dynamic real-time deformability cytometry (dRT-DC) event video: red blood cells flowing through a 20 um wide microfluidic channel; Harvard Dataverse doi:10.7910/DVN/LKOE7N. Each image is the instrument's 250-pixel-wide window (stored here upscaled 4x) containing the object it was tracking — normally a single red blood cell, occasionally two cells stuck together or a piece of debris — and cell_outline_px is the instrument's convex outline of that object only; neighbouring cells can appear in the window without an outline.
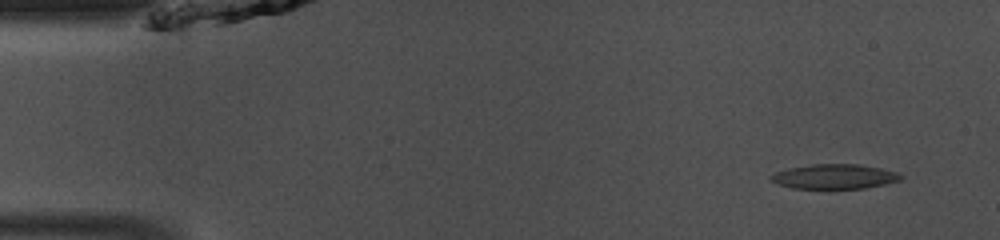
{"species": "common noctule bat (a hibernating species)", "species_latin": "Nyctalus noctula", "temperature_condition": "room temperature", "stored_images_in_passage": 45, "camera_frame_rate_fps": 3000, "um_per_image_px": 0.085, "animal": {"sex": "male", "body_mass_g": 13.0, "forearm_length_mm": 53.1}, "frame": {"image": 1, "passage_image": 1, "time_ms": 0.0, "image_size_px": [1000, 240], "cell_outline_px": [[904, 176], [900, 180], [884, 184], [864, 188], [792, 188], [768, 180], [768, 176], [776, 172], [788, 168], [812, 164], [856, 164], [880, 168], [900, 172]], "centroid_in_image_um": [70.93, 15.0], "position_along_channel_um": 14.1, "area_um2": 18.67}}
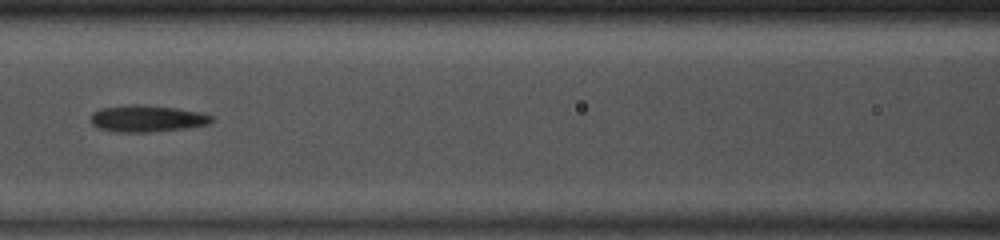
{"frame": {"image": 2, "passage_image": 18, "time_ms": 5.667, "image_size_px": [1000, 240], "cell_outline_px": [[212, 120], [208, 124], [188, 128], [152, 132], [120, 132], [100, 128], [92, 124], [92, 112], [100, 108], [128, 104], [140, 104], [176, 108], [200, 112], [212, 116]], "centroid_in_image_um": [12.5, 10.07], "position_along_channel_um": 154.1, "area_um2": 18.79}}
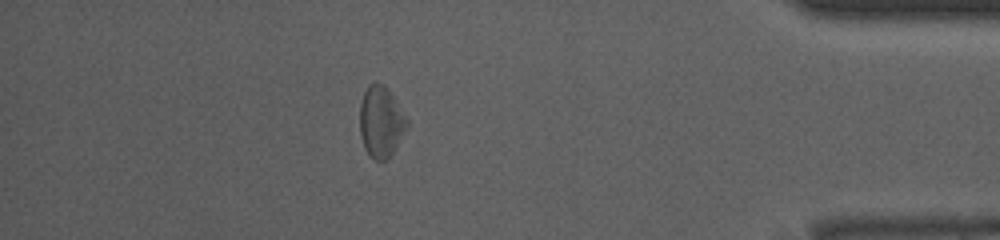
{"frame": {"image": 3, "passage_image": 39, "time_ms": 12.667, "image_size_px": [1000, 240], "cell_outline_px": [[408, 128], [388, 160], [376, 160], [368, 156], [364, 148], [360, 136], [360, 104], [364, 92], [368, 84], [376, 80], [384, 84], [388, 88], [408, 120]], "centroid_in_image_um": [32.38, 10.34], "position_along_channel_um": 402.8, "area_um2": 19.94}}